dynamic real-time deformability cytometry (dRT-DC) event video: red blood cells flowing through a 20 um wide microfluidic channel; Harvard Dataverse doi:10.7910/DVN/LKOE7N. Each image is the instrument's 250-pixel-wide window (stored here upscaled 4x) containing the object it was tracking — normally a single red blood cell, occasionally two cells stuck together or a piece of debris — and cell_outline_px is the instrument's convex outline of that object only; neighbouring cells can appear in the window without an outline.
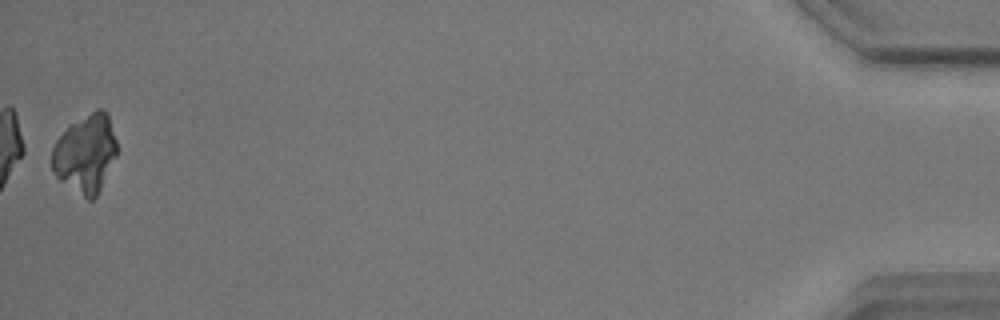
{"species": "common noctule bat (a hibernating species)", "species_latin": "Nyctalus noctula", "temperature_condition": "warm", "stored_images_in_passage": 56, "camera_frame_rate_fps": 3000, "um_per_image_px": 0.085, "animal": {"sex": "male", "body_mass_g": 17.9}, "frame": {"image": 1, "passage_image": 56, "time_ms": 18.333, "image_size_px": [1000, 320], "cell_outline_px": [[116, 156], [96, 196], [92, 200], [88, 200], [60, 180], [56, 176], [52, 168], [52, 148], [56, 140], [68, 124], [96, 108], [104, 108], [108, 116], [116, 140]], "centroid_in_image_um": [7.25, 13.01], "position_along_channel_um": 428.0, "area_um2": 29.54}}